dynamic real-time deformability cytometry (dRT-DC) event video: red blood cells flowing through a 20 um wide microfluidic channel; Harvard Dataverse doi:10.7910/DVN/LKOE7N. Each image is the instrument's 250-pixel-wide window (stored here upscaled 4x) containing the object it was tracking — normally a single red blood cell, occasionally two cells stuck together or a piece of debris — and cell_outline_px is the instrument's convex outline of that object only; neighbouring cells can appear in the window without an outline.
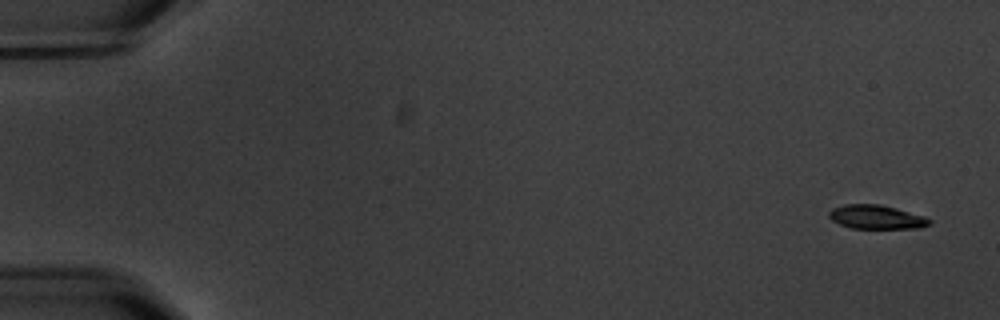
{"species": "common noctule bat (a hibernating species)", "species_latin": "Nyctalus noctula", "temperature_condition": "warm", "stored_images_in_passage": 6, "camera_frame_rate_fps": 3000, "um_per_image_px": 0.085, "animal": {"sex": "male", "body_mass_g": 20.1, "forearm_length_mm": 53.5}, "frame": {"image": 1, "passage_image": 1, "time_ms": 0.0, "image_size_px": [1000, 320], "cell_outline_px": [[932, 224], [920, 228], [852, 228], [840, 224], [832, 220], [828, 216], [828, 212], [832, 208], [844, 204], [880, 204], [896, 208], [924, 216], [932, 220]], "centroid_in_image_um": [74.5, 18.44], "position_along_channel_um": 10.5, "area_um2": 14.05}}
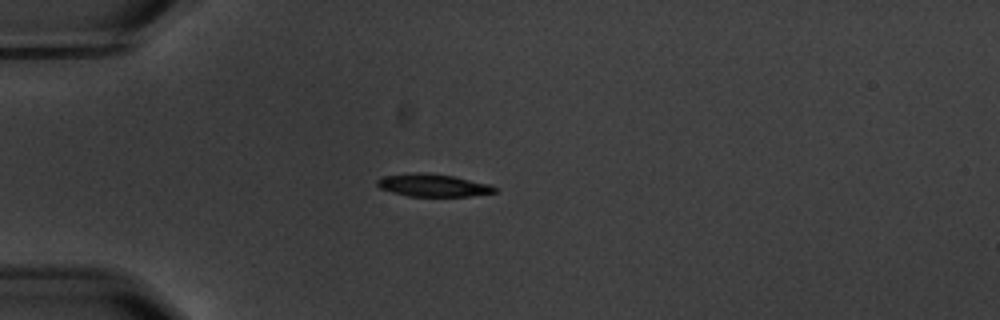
{"frame": {"image": 2, "passage_image": 5, "time_ms": 4.667, "image_size_px": [1000, 320], "cell_outline_px": [[496, 192], [468, 196], [408, 196], [392, 192], [380, 188], [376, 184], [376, 180], [384, 176], [416, 172], [452, 176], [488, 184], [496, 188]], "centroid_in_image_um": [36.76, 15.75], "position_along_channel_um": 48.2, "area_um2": 15.14}}